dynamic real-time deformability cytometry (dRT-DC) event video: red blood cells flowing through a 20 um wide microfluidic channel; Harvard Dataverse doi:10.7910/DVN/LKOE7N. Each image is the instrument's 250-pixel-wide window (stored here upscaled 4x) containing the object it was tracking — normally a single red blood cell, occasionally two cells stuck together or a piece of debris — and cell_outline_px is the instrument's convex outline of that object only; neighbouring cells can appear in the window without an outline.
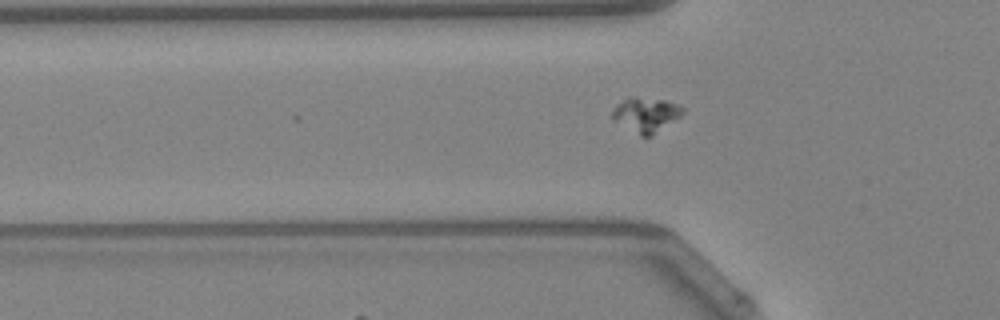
{"species": "Egyptian fruit bat (a non-hibernating species)", "species_latin": "Rousettus aegyptiacus", "temperature_condition": "warm", "stored_images_in_passage": 6, "camera_frame_rate_fps": 3000, "um_per_image_px": 0.085, "animal": {"sex": "female"}, "frame": {"image": 1, "passage_image": 3, "time_ms": 0.667, "image_size_px": [1000, 320], "cell_outline_px": [[684, 112], [680, 116], [652, 136], [640, 136], [612, 120], [612, 108], [616, 104], [632, 96], [664, 100], [676, 104], [684, 108]], "centroid_in_image_um": [54.87, 9.75], "position_along_channel_um": 70.9, "area_um2": 14.22}}